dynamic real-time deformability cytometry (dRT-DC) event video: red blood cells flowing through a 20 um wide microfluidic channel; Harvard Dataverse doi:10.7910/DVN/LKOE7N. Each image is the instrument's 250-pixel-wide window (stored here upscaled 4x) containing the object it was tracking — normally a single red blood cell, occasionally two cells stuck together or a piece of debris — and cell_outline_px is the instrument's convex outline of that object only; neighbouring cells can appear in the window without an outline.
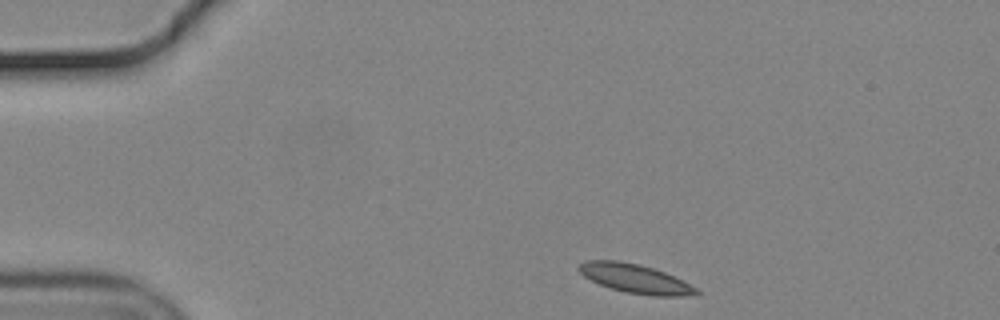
{"species": "common noctule bat (a hibernating species)", "species_latin": "Nyctalus noctula", "temperature_condition": "cold", "stored_images_in_passage": 40, "camera_frame_rate_fps": 3000, "um_per_image_px": 0.085, "animal": {"sex": "male", "body_mass_g": 19.2, "forearm_length_mm": 51.8}, "frame": {"image": 1, "passage_image": 1, "time_ms": 0.0, "image_size_px": [1000, 320], "cell_outline_px": [[700, 296], [652, 296], [624, 292], [600, 284], [584, 276], [576, 268], [584, 260], [620, 260], [640, 264], [664, 272], [696, 288], [700, 292]], "centroid_in_image_um": [53.99, 23.68], "position_along_channel_um": 31.0, "area_um2": 19.83}}
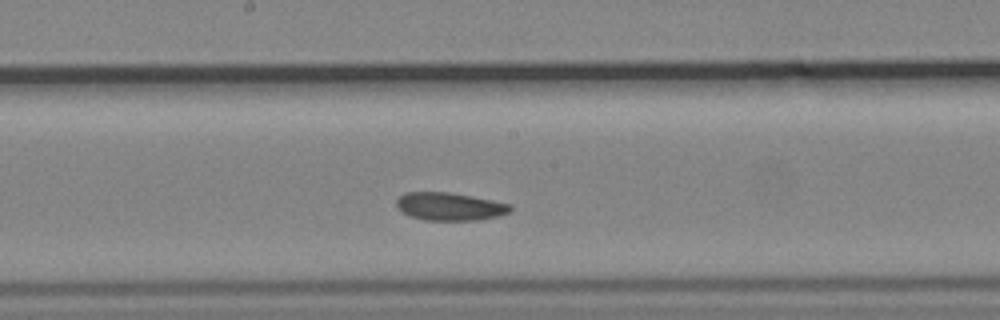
{"frame": {"image": 2, "passage_image": 21, "time_ms": 6.667, "image_size_px": [1000, 320], "cell_outline_px": [[512, 212], [480, 220], [424, 220], [400, 212], [396, 208], [396, 200], [404, 192], [448, 192], [512, 204]], "centroid_in_image_um": [38.2, 17.55], "position_along_channel_um": 210.0, "area_um2": 18.55}}
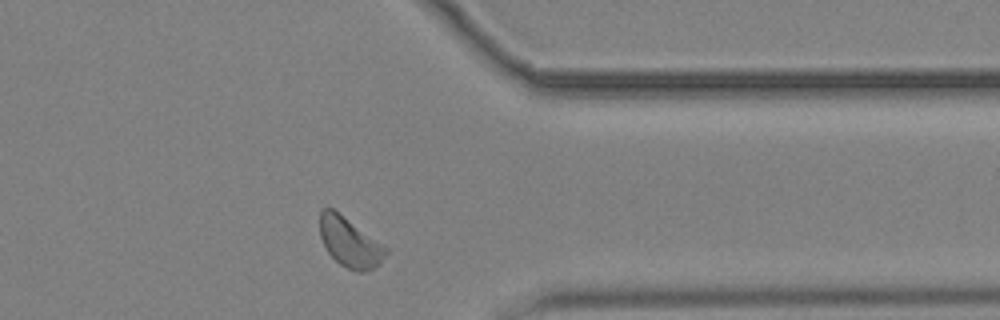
{"frame": {"image": 3, "passage_image": 36, "time_ms": 11.667, "image_size_px": [1000, 320], "cell_outline_px": [[388, 252], [380, 264], [372, 268], [360, 272], [356, 272], [340, 264], [328, 252], [320, 236], [320, 208], [332, 208], [388, 248]], "centroid_in_image_um": [29.72, 20.6], "position_along_channel_um": 381.7, "area_um2": 18.73}, "authors_computed_cell_mechanics": {"area_um2": 18.9295, "velocity_mm_per_s": 3.6082, "shape_relaxation_time_tau1_ms": null, "shape_relaxation_time_tau2_ms": 3.938, "deformation_change_tau1": null, "deformation_change_tau2": 0.0796}}